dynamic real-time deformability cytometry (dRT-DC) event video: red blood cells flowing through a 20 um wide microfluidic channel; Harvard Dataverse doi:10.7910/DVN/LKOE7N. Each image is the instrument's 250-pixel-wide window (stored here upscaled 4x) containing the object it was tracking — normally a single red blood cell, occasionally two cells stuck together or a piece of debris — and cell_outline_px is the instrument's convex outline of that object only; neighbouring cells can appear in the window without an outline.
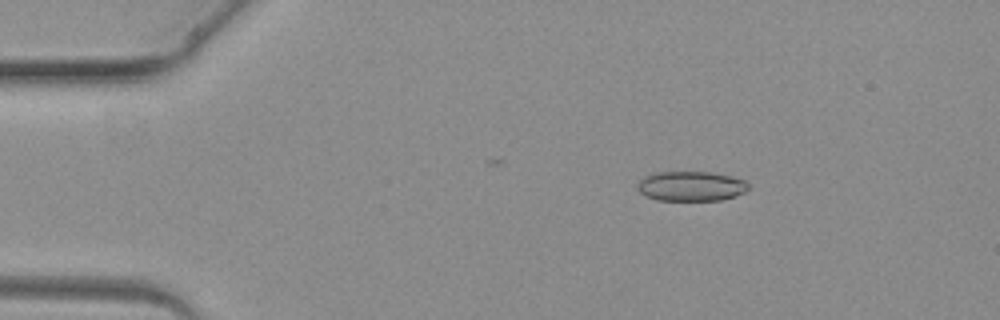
{"species": "common noctule bat (a hibernating species)", "species_latin": "Nyctalus noctula", "temperature_condition": "warm", "stored_images_in_passage": 4, "camera_frame_rate_fps": 3000, "um_per_image_px": 0.085, "animal": {"sex": "female", "body_mass_g": 19.3, "forearm_length_mm": 54.1}, "frame": {"image": 1, "passage_image": 2, "time_ms": 1.333, "image_size_px": [1000, 320], "cell_outline_px": [[748, 188], [744, 192], [736, 196], [720, 200], [656, 200], [640, 192], [636, 188], [636, 184], [644, 176], [656, 172], [712, 172], [732, 176], [744, 180], [748, 184]], "centroid_in_image_um": [58.72, 15.82], "position_along_channel_um": 26.3, "area_um2": 19.31}}
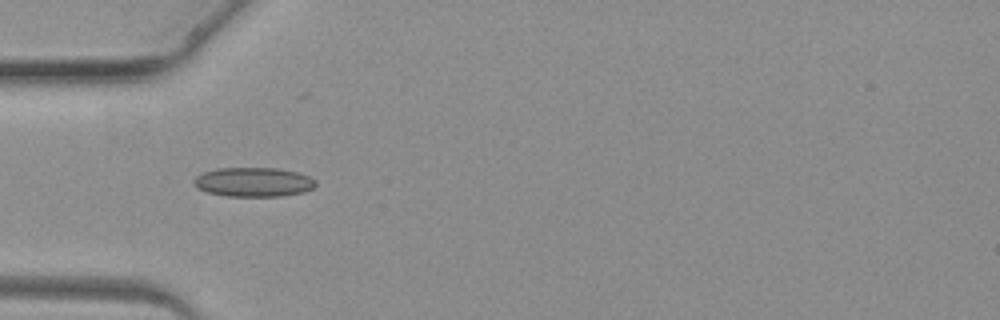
{"frame": {"image": 2, "passage_image": 3, "time_ms": 3.333, "image_size_px": [1000, 320], "cell_outline_px": [[316, 184], [312, 188], [304, 192], [280, 196], [228, 196], [208, 192], [192, 184], [192, 180], [196, 176], [204, 172], [216, 168], [276, 168], [296, 172], [308, 176], [316, 180]], "centroid_in_image_um": [21.54, 15.47], "position_along_channel_um": 63.5, "area_um2": 20.69}}
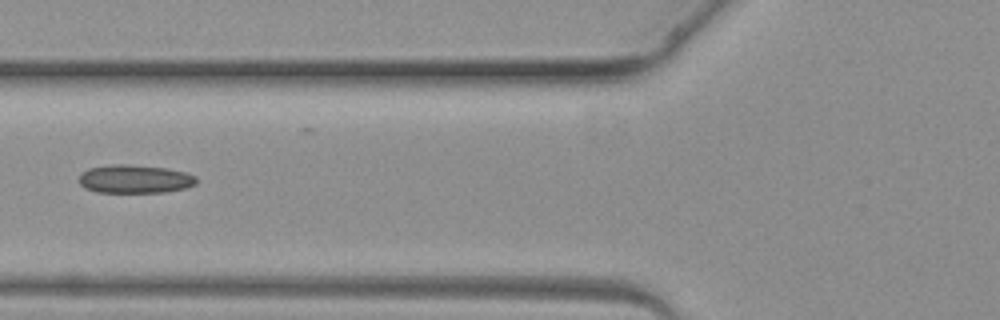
{"frame": {"image": 3, "passage_image": 4, "time_ms": 4.333, "image_size_px": [1000, 320], "cell_outline_px": [[196, 184], [184, 188], [164, 192], [96, 192], [84, 188], [80, 184], [80, 176], [88, 168], [112, 164], [128, 164], [168, 168], [184, 172], [196, 176]], "centroid_in_image_um": [11.46, 15.21], "position_along_channel_um": 114.3, "area_um2": 19.36}}